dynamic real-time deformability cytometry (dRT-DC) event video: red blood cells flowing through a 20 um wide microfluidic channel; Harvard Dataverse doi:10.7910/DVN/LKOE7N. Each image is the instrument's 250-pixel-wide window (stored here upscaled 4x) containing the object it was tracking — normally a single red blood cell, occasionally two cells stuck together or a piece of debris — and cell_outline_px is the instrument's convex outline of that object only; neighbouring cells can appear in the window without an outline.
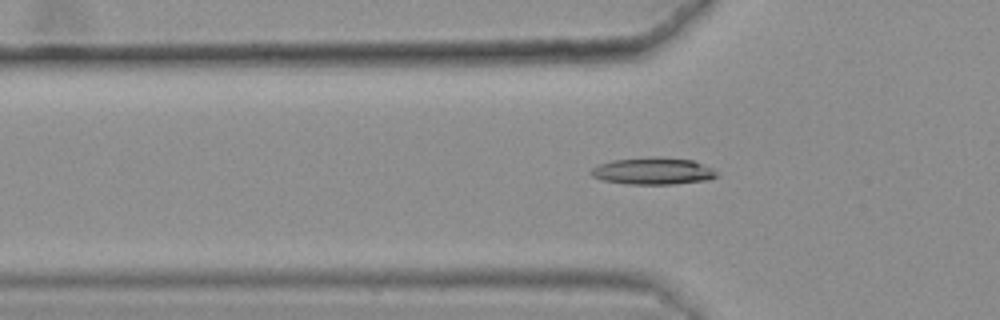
{"species": "common noctule bat (a hibernating species)", "species_latin": "Nyctalus noctula", "temperature_condition": "warm", "stored_images_in_passage": 49, "camera_frame_rate_fps": 3000, "um_per_image_px": 0.085, "animal": {"sex": "female", "body_mass_g": 25.1}, "frame": {"image": 1, "passage_image": 19, "time_ms": 6.0, "image_size_px": [1000, 320], "cell_outline_px": [[720, 176], [708, 180], [676, 184], [624, 184], [600, 180], [592, 176], [588, 172], [592, 168], [600, 164], [612, 160], [656, 156], [692, 160], [712, 168]], "centroid_in_image_um": [55.49, 14.55], "position_along_channel_um": 70.3, "area_um2": 20.0}}
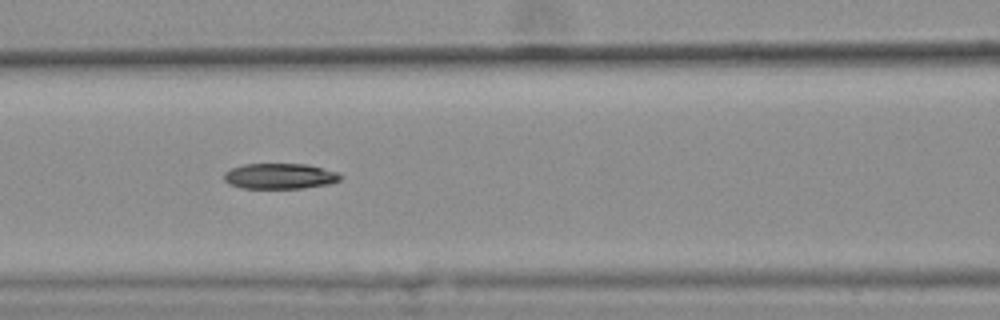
{"frame": {"image": 2, "passage_image": 25, "time_ms": 8.0, "image_size_px": [1000, 320], "cell_outline_px": [[344, 176], [340, 180], [332, 184], [304, 188], [240, 188], [228, 184], [224, 180], [224, 172], [232, 168], [244, 164], [308, 164], [340, 172]], "centroid_in_image_um": [23.84, 14.97], "position_along_channel_um": 142.8, "area_um2": 17.69}}
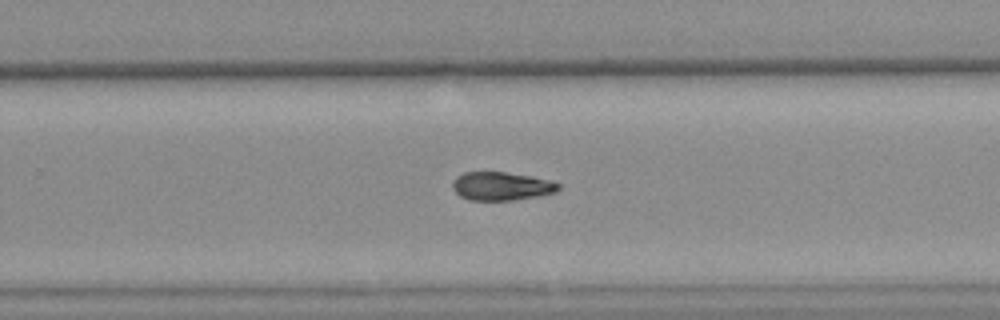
{"frame": {"image": 3, "passage_image": 37, "time_ms": 12.0, "image_size_px": [1000, 320], "cell_outline_px": [[560, 188], [556, 192], [536, 196], [512, 200], [468, 200], [460, 196], [452, 188], [452, 180], [456, 176], [464, 172], [504, 172], [532, 176], [548, 180], [560, 184]], "centroid_in_image_um": [42.58, 15.82], "position_along_channel_um": 287.2, "area_um2": 17.51}}